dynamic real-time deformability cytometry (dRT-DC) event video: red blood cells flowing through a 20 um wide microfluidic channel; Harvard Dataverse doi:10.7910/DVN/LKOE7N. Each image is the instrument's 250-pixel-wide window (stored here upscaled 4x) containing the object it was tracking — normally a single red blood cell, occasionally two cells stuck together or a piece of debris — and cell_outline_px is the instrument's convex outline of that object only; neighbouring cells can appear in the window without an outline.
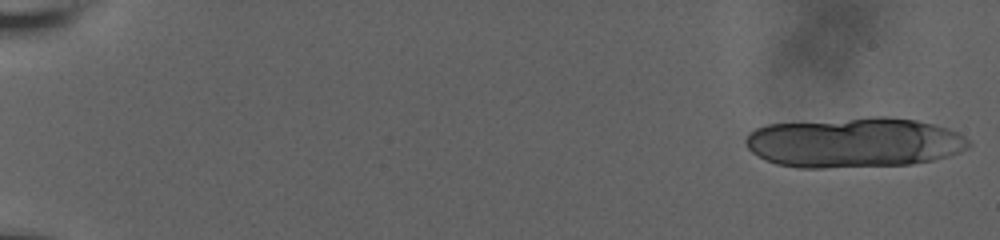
{"species": "human", "species_latin": "Homo sapiens", "temperature_condition": "room temperature", "stored_images_in_passage": 16, "camera_frame_rate_fps": 3000, "um_per_image_px": 0.085, "donor": {"sex": "male"}, "frame": {"image": 1, "passage_image": 1, "time_ms": 0.0, "image_size_px": [1000, 240], "cell_outline_px": [[972, 144], [968, 148], [960, 152], [948, 156], [932, 160], [912, 164], [824, 168], [800, 168], [776, 164], [764, 160], [752, 152], [744, 144], [744, 140], [748, 132], [756, 128], [768, 124], [872, 116], [888, 116], [916, 120], [948, 128], [964, 136]], "centroid_in_image_um": [72.58, 12.11], "position_along_channel_um": 12.4, "area_um2": 65.66}}